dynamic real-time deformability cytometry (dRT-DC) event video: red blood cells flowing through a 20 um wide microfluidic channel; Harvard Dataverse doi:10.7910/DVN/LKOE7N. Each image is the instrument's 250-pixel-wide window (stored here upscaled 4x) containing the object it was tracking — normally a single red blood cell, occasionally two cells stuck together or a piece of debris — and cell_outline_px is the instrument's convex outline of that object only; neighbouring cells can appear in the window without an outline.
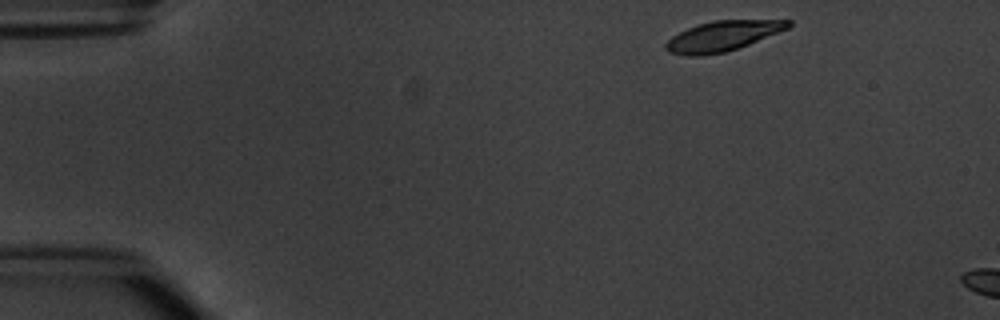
{"species": "common noctule bat (a hibernating species)", "species_latin": "Nyctalus noctula", "temperature_condition": "warm", "stored_images_in_passage": 3, "camera_frame_rate_fps": 3000, "um_per_image_px": 0.085, "animal": {"sex": "male", "body_mass_g": 20.1, "forearm_length_mm": 53.5}, "frame": {"image": 1, "passage_image": 1, "time_ms": 0.0, "image_size_px": [1000, 320], "cell_outline_px": [[792, 24], [788, 28], [748, 44], [724, 52], [700, 56], [688, 56], [668, 52], [664, 48], [664, 44], [672, 36], [688, 28], [712, 20], [792, 20]], "centroid_in_image_um": [61.38, 3.06], "position_along_channel_um": 23.6, "area_um2": 21.21}}